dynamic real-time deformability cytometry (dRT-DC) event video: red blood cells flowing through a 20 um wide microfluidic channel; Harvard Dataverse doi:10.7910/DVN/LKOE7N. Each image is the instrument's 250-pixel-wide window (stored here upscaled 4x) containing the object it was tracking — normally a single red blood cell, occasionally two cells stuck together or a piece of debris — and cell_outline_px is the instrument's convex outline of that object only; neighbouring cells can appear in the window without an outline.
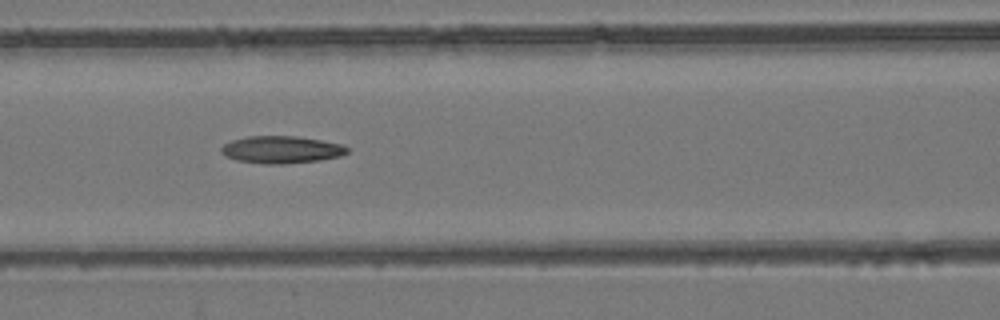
{"species": "common noctule bat (a hibernating species)", "species_latin": "Nyctalus noctula", "temperature_condition": "room temperature", "stored_images_in_passage": 9, "camera_frame_rate_fps": 3000, "um_per_image_px": 0.085, "animal": {"sex": "female", "body_mass_g": 24.6, "forearm_length_mm": 56.2}, "frame": {"image": 1, "passage_image": 7, "time_ms": 7.667, "image_size_px": [1000, 320], "cell_outline_px": [[348, 152], [340, 156], [320, 160], [280, 164], [264, 164], [236, 160], [224, 156], [220, 152], [220, 148], [224, 144], [232, 140], [248, 136], [296, 136], [344, 144], [348, 148]], "centroid_in_image_um": [23.9, 12.72], "position_along_channel_um": 142.7, "area_um2": 20.11}}
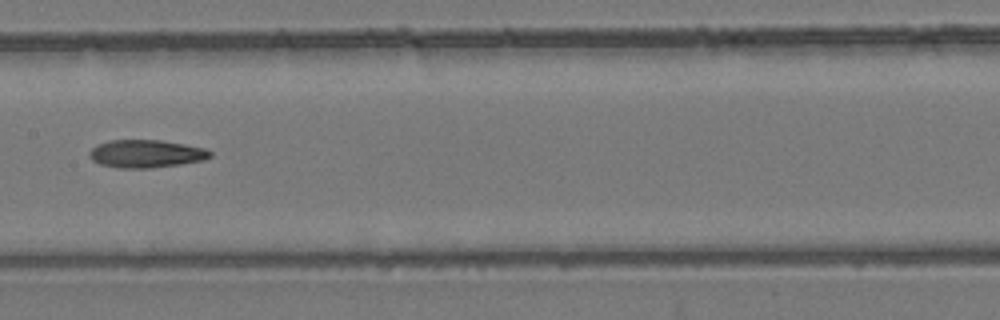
{"frame": {"image": 2, "passage_image": 8, "time_ms": 9.0, "image_size_px": [1000, 320], "cell_outline_px": [[212, 156], [204, 160], [180, 164], [152, 168], [120, 168], [100, 164], [92, 160], [88, 156], [88, 152], [96, 144], [108, 140], [160, 140], [184, 144], [204, 148], [212, 152]], "centroid_in_image_um": [12.39, 13.06], "position_along_channel_um": 195.0, "area_um2": 19.71}}
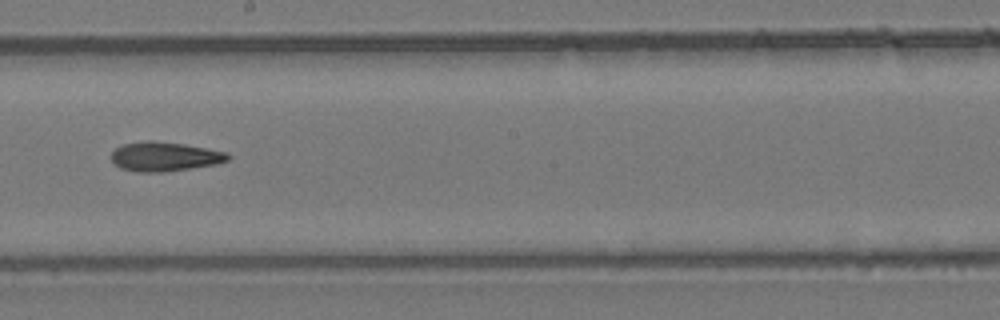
{"frame": {"image": 3, "passage_image": 9, "time_ms": 10.0, "image_size_px": [1000, 320], "cell_outline_px": [[232, 156], [228, 160], [216, 164], [164, 172], [140, 172], [120, 168], [112, 160], [112, 152], [116, 148], [124, 144], [144, 140], [156, 140], [184, 144], [228, 152]], "centroid_in_image_um": [14.02, 13.3], "position_along_channel_um": 234.2, "area_um2": 19.94}}